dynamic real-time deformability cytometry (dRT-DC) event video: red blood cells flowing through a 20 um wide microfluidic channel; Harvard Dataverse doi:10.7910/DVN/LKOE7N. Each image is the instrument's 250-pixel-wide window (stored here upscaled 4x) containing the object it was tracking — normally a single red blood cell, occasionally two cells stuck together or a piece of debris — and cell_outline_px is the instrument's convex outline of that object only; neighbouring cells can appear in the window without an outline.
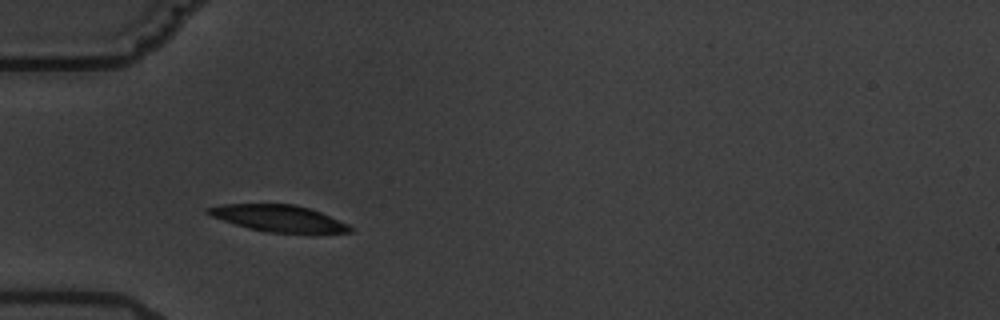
{"species": "common noctule bat (a hibernating species)", "species_latin": "Nyctalus noctula", "temperature_condition": "warm", "stored_images_in_passage": 4, "camera_frame_rate_fps": 3000, "um_per_image_px": 0.085, "animal": {"sex": "male", "body_mass_g": 19.5, "forearm_length_mm": 54.6}, "frame": {"image": 1, "passage_image": 3, "time_ms": 2.333, "image_size_px": [1000, 320], "cell_outline_px": [[352, 232], [268, 232], [248, 228], [208, 216], [204, 212], [204, 208], [224, 204], [292, 204], [308, 208], [320, 212], [348, 224], [352, 228]], "centroid_in_image_um": [23.57, 18.54], "position_along_channel_um": 61.4, "area_um2": 21.73}}